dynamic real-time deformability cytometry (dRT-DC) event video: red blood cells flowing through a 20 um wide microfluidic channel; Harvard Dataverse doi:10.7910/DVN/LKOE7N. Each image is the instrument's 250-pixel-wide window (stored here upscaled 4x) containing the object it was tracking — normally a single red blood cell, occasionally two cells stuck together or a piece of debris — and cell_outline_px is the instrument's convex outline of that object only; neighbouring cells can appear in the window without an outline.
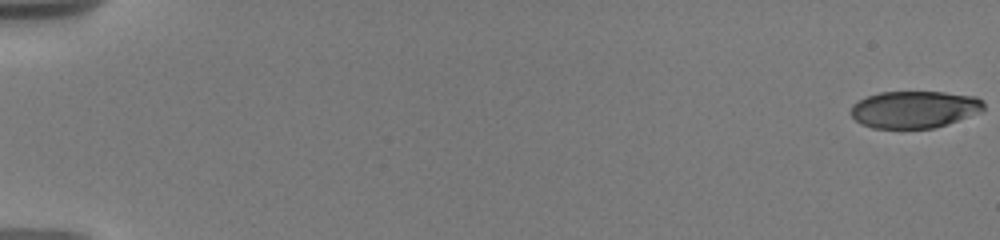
{"species": "human", "species_latin": "Homo sapiens", "temperature_condition": "warm", "stored_images_in_passage": 26, "camera_frame_rate_fps": 3000, "um_per_image_px": 0.085, "donor": {"sex": "male"}, "frame": {"image": 1, "passage_image": 1, "time_ms": 0.0, "image_size_px": [1000, 240], "cell_outline_px": [[984, 112], [948, 124], [932, 128], [872, 128], [860, 124], [848, 112], [852, 104], [868, 96], [880, 92], [944, 92], [976, 96], [984, 104]], "centroid_in_image_um": [77.73, 9.3], "position_along_channel_um": 7.3, "area_um2": 29.02}}
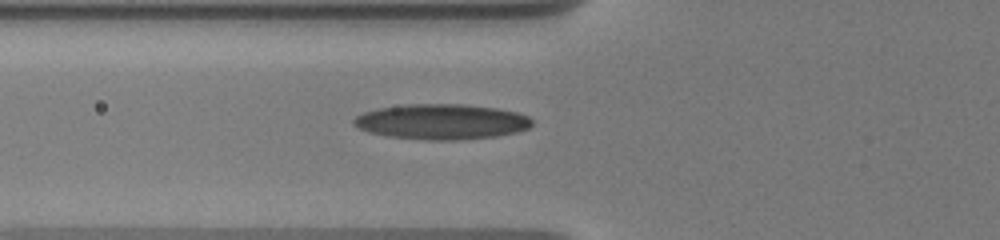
{"frame": {"image": 2, "passage_image": 15, "time_ms": 7.333, "image_size_px": [1000, 240], "cell_outline_px": [[532, 124], [528, 128], [516, 132], [496, 136], [456, 140], [428, 140], [388, 136], [368, 132], [352, 124], [352, 120], [356, 116], [364, 112], [380, 108], [404, 104], [464, 104], [496, 108], [520, 112], [528, 116], [532, 120]], "centroid_in_image_um": [37.54, 10.34], "position_along_channel_um": 88.3, "area_um2": 36.76}}
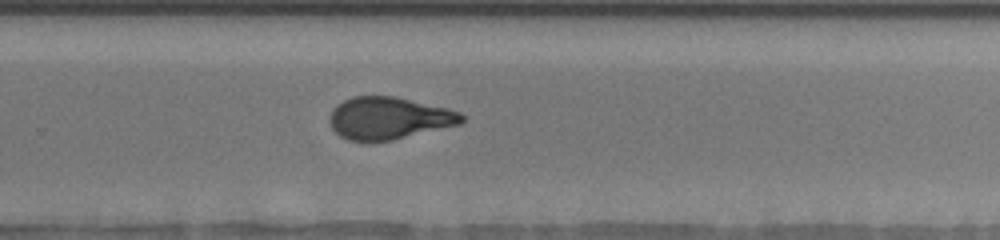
{"frame": {"image": 3, "passage_image": 26, "time_ms": 13.0, "image_size_px": [1000, 240], "cell_outline_px": [[464, 120], [460, 124], [392, 140], [348, 140], [340, 136], [332, 128], [328, 120], [332, 108], [336, 104], [352, 96], [392, 96], [448, 108], [460, 112], [464, 116]], "centroid_in_image_um": [33.03, 10.03], "position_along_channel_um": 296.8, "area_um2": 32.31}}